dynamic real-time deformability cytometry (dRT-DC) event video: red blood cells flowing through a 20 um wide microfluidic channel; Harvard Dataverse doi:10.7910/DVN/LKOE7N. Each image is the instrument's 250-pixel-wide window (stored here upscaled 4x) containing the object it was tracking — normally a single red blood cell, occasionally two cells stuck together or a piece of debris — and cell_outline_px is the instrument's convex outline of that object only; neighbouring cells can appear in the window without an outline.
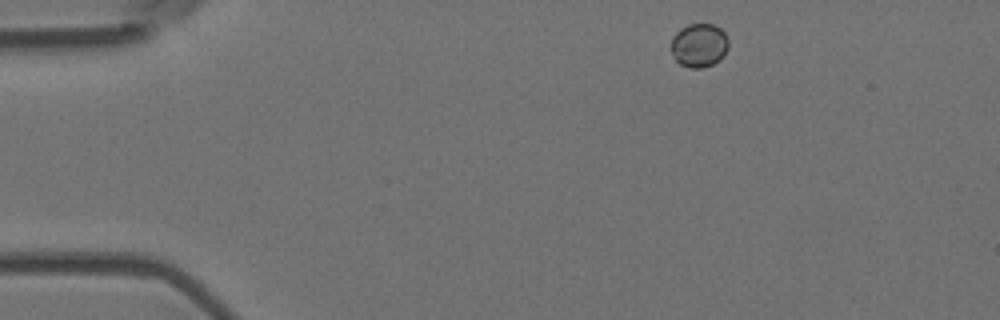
{"species": "Egyptian fruit bat (a non-hibernating species)", "species_latin": "Rousettus aegyptiacus", "temperature_condition": "room temperature", "stored_images_in_passage": 6, "camera_frame_rate_fps": 3000, "um_per_image_px": 0.085, "animal": {"sex": "female"}, "frame": {"image": 1, "passage_image": 1, "time_ms": 0.0, "image_size_px": [1000, 320], "cell_outline_px": [[728, 48], [720, 60], [704, 68], [688, 68], [680, 64], [676, 60], [672, 52], [672, 36], [680, 28], [688, 24], [712, 24], [720, 28], [724, 32], [728, 40]], "centroid_in_image_um": [59.42, 3.85], "position_along_channel_um": 25.6, "area_um2": 14.68}}
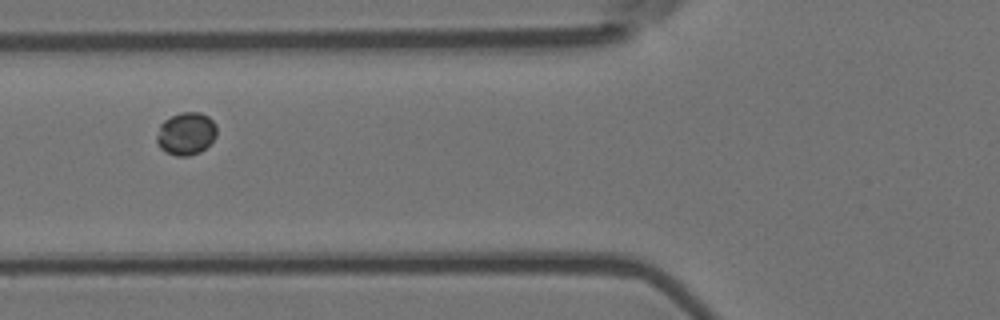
{"frame": {"image": 2, "passage_image": 5, "time_ms": 1.333, "image_size_px": [1000, 320], "cell_outline_px": [[216, 136], [200, 152], [188, 156], [176, 156], [164, 152], [160, 148], [156, 140], [156, 136], [160, 124], [164, 120], [180, 112], [200, 112], [208, 116], [216, 124]], "centroid_in_image_um": [15.79, 11.36], "position_along_channel_um": 110.0, "area_um2": 14.97}}
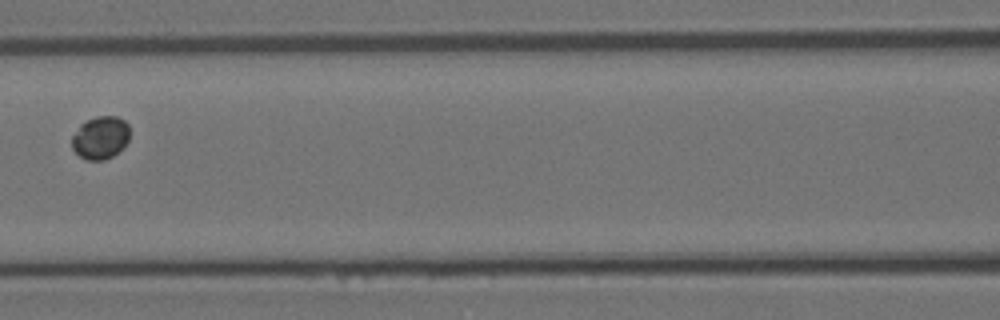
{"frame": {"image": 3, "passage_image": 6, "time_ms": 1.667, "image_size_px": [1000, 320], "cell_outline_px": [[128, 140], [124, 148], [112, 156], [104, 160], [88, 160], [80, 156], [72, 148], [72, 136], [80, 124], [96, 116], [116, 116], [124, 120], [128, 124]], "centroid_in_image_um": [8.54, 11.7], "position_along_channel_um": 158.1, "area_um2": 14.39}}